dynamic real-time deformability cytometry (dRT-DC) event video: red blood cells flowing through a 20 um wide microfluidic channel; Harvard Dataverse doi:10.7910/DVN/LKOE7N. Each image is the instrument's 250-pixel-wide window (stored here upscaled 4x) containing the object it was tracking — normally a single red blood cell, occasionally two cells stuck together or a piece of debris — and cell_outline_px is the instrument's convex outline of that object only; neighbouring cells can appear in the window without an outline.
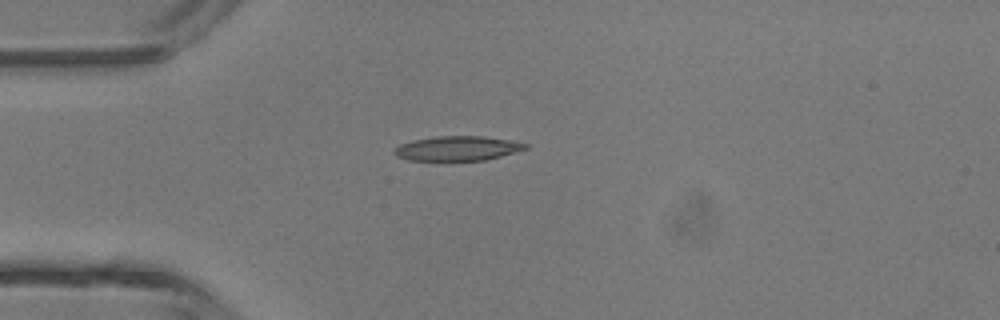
{"species": "common noctule bat (a hibernating species)", "species_latin": "Nyctalus noctula", "temperature_condition": "room temperature", "stored_images_in_passage": 5, "camera_frame_rate_fps": 3000, "um_per_image_px": 0.085, "animal": {"sex": "male", "body_mass_g": 13.3}, "frame": {"image": 1, "passage_image": 4, "time_ms": 1.0, "image_size_px": [1000, 320], "cell_outline_px": [[528, 148], [516, 152], [484, 160], [408, 160], [396, 156], [392, 152], [400, 144], [412, 140], [436, 136], [484, 136], [508, 140], [528, 144]], "centroid_in_image_um": [38.86, 12.61], "position_along_channel_um": 46.1, "area_um2": 18.67}}